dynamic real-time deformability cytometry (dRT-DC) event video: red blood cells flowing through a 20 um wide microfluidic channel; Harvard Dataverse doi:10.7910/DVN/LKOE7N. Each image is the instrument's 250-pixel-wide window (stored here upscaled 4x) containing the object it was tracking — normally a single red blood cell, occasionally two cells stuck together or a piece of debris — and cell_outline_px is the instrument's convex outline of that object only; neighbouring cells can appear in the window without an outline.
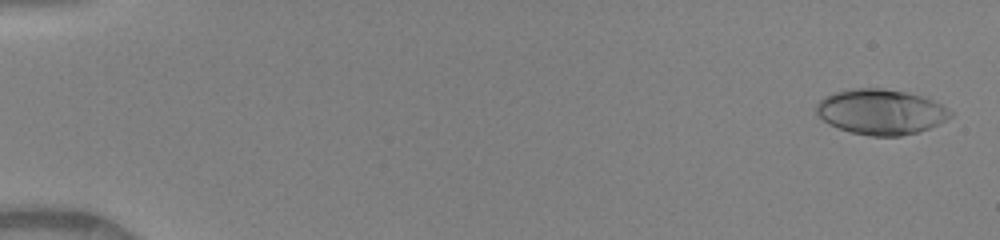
{"species": "human", "species_latin": "Homo sapiens", "temperature_condition": "warm", "stored_images_in_passage": 50, "camera_frame_rate_fps": 3000, "um_per_image_px": 0.085, "donor": {"sex": "female"}, "frame": {"image": 1, "passage_image": 2, "time_ms": 0.333, "image_size_px": [1000, 240], "cell_outline_px": [[952, 116], [920, 132], [900, 136], [872, 136], [852, 132], [828, 124], [816, 112], [816, 104], [824, 96], [836, 92], [856, 88], [880, 88], [904, 92], [920, 96], [932, 100], [940, 104], [952, 112]], "centroid_in_image_um": [74.85, 9.51], "position_along_channel_um": 10.2, "area_um2": 34.91}}
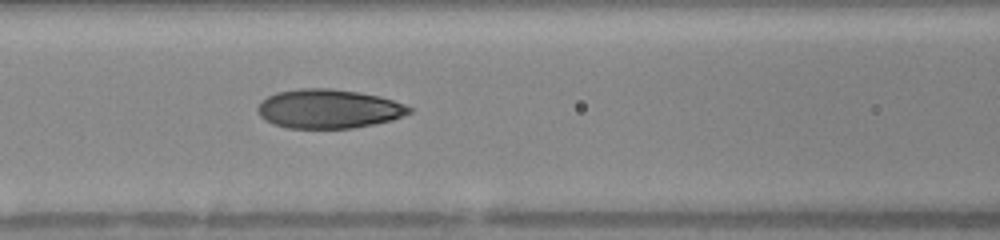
{"frame": {"image": 2, "passage_image": 23, "time_ms": 7.333, "image_size_px": [1000, 240], "cell_outline_px": [[412, 112], [404, 116], [392, 120], [352, 128], [288, 128], [272, 124], [264, 120], [260, 116], [256, 108], [268, 96], [276, 92], [300, 88], [332, 88], [360, 92], [380, 96], [404, 104], [412, 108]], "centroid_in_image_um": [27.93, 9.24], "position_along_channel_um": 138.7, "area_um2": 34.62}}
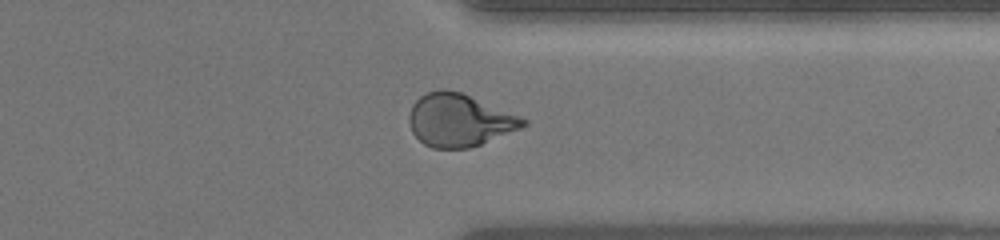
{"frame": {"image": 3, "passage_image": 40, "time_ms": 13.0, "image_size_px": [1000, 240], "cell_outline_px": [[528, 124], [520, 128], [480, 144], [468, 148], [432, 148], [424, 144], [412, 132], [408, 124], [408, 116], [412, 104], [420, 96], [428, 92], [440, 88], [444, 88], [460, 92], [520, 116], [528, 120]], "centroid_in_image_um": [39.0, 10.21], "position_along_channel_um": 372.4, "area_um2": 34.8}, "authors_computed_cell_mechanics": {"area_um2": 34.5933, "velocity_mm_per_s": 4.1189, "shape_relaxation_time_tau1_ms": 5.0578, "shape_relaxation_time_tau2_ms": 1.087, "deformation_change_tau1": 0.2073, "deformation_change_tau2": 0.0727}}